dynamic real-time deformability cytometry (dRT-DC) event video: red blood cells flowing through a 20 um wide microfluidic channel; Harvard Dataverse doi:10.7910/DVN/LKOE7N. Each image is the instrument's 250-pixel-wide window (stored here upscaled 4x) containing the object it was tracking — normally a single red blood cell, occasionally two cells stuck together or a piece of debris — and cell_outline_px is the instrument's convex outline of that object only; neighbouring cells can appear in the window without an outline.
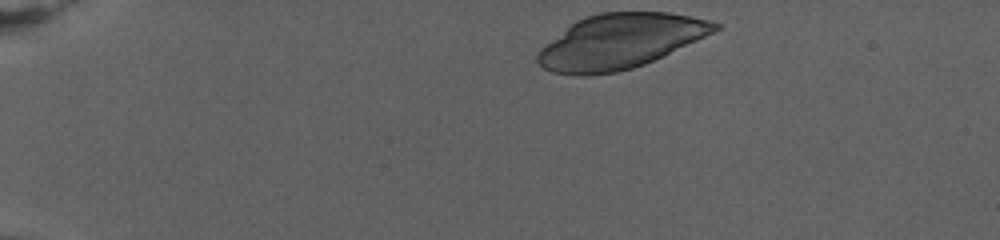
{"species": "human", "species_latin": "Homo sapiens", "temperature_condition": "warm", "stored_images_in_passage": 57, "camera_frame_rate_fps": 3000, "um_per_image_px": 0.085, "donor": {"sex": "female"}, "frame": {"image": 1, "passage_image": 1, "time_ms": 0.0, "image_size_px": [1000, 240], "cell_outline_px": [[720, 28], [696, 40], [644, 64], [632, 68], [616, 72], [584, 76], [576, 76], [552, 72], [544, 68], [536, 60], [536, 56], [540, 48], [544, 44], [576, 20], [584, 16], [600, 12], [668, 12], [712, 20], [720, 24]], "centroid_in_image_um": [52.65, 3.51], "position_along_channel_um": 32.4, "area_um2": 56.18}}